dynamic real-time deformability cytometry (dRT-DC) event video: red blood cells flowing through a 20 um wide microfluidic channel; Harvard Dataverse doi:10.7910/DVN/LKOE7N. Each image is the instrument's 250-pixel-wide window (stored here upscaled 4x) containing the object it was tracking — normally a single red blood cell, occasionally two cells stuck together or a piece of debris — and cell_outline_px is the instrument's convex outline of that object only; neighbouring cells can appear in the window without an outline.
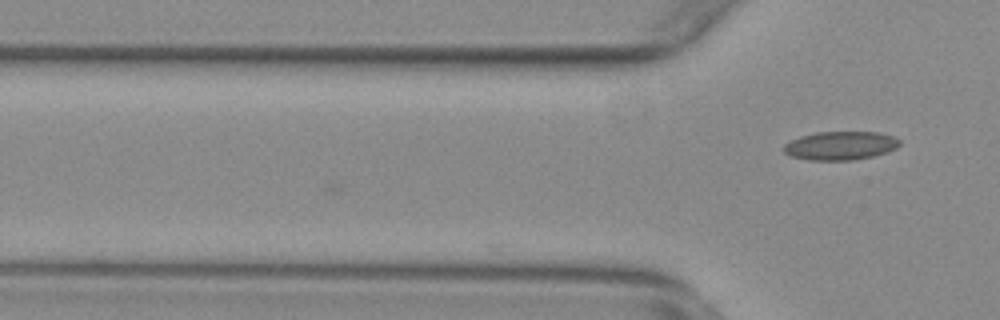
{"species": "common noctule bat (a hibernating species)", "species_latin": "Nyctalus noctula", "temperature_condition": "warm", "stored_images_in_passage": 18, "camera_frame_rate_fps": 3000, "um_per_image_px": 0.085, "animal": {"sex": "female", "body_mass_g": 29.2, "forearm_length_mm": 56.3}, "frame": {"image": 1, "passage_image": 18, "time_ms": 5.667, "image_size_px": [1000, 320], "cell_outline_px": [[900, 144], [896, 148], [872, 156], [852, 160], [808, 160], [792, 156], [784, 152], [784, 144], [800, 136], [816, 132], [876, 132], [892, 136], [900, 140]], "centroid_in_image_um": [71.42, 12.37], "position_along_channel_um": 54.4, "area_um2": 19.07}}